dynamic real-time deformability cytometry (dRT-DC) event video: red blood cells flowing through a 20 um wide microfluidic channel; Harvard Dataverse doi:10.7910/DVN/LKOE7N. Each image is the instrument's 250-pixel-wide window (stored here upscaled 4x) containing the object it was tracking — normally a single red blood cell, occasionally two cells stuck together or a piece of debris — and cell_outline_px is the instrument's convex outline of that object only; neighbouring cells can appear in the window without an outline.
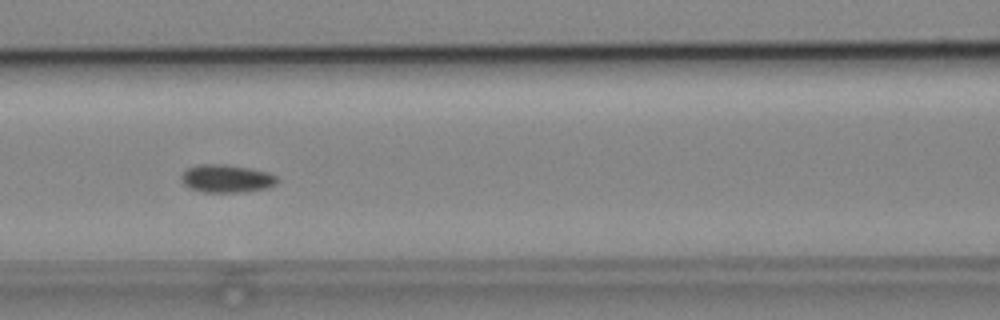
{"species": "common noctule bat (a hibernating species)", "species_latin": "Nyctalus noctula", "temperature_condition": "cold", "stored_images_in_passage": 7, "camera_frame_rate_fps": 3000, "um_per_image_px": 0.085, "animal": {"sex": "male", "body_mass_g": 19.2, "forearm_length_mm": 51.8}, "frame": {"image": 1, "passage_image": 6, "time_ms": 6.667, "image_size_px": [1000, 320], "cell_outline_px": [[280, 180], [276, 184], [268, 188], [244, 192], [204, 192], [188, 188], [184, 184], [180, 176], [188, 168], [200, 164], [224, 164], [248, 168], [268, 172], [276, 176]], "centroid_in_image_um": [19.28, 15.19], "position_along_channel_um": 147.3, "area_um2": 15.66}}
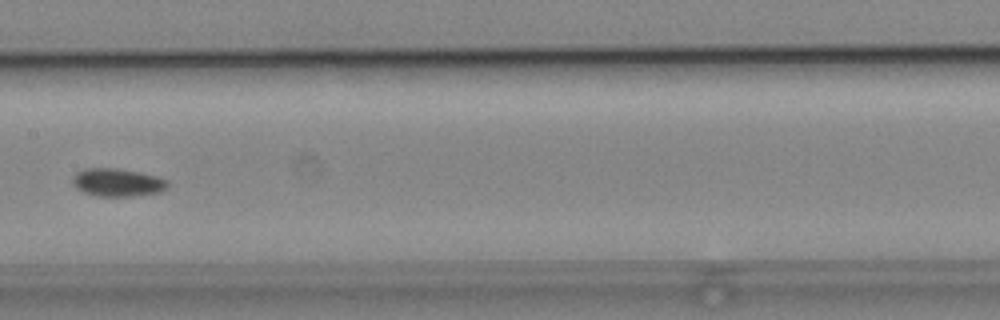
{"frame": {"image": 2, "passage_image": 7, "time_ms": 8.0, "image_size_px": [1000, 320], "cell_outline_px": [[168, 184], [160, 192], [132, 196], [96, 196], [84, 192], [76, 188], [72, 184], [72, 180], [76, 172], [84, 168], [116, 168], [156, 176], [168, 180]], "centroid_in_image_um": [9.94, 15.51], "position_along_channel_um": 197.5, "area_um2": 15.37}}